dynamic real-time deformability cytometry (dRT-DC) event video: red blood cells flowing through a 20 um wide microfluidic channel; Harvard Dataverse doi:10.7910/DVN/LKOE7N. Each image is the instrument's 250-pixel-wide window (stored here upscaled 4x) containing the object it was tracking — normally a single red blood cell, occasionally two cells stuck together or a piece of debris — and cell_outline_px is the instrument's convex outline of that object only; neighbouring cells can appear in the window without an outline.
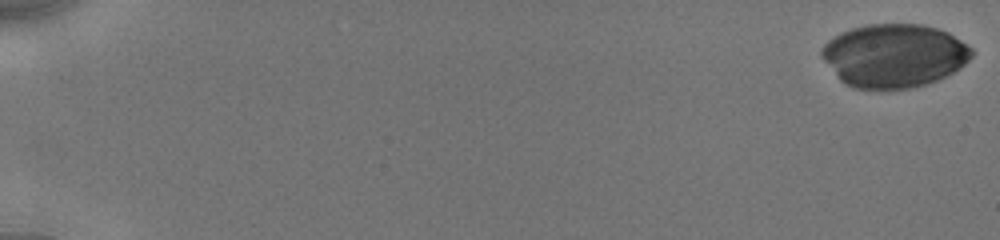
{"species": "human", "species_latin": "Homo sapiens", "temperature_condition": "cold", "stored_images_in_passage": 41, "camera_frame_rate_fps": 3000, "um_per_image_px": 0.085, "donor": {"sex": "male"}, "frame": {"image": 1, "passage_image": 1, "time_ms": 0.0, "image_size_px": [1000, 240], "cell_outline_px": [[976, 52], [964, 64], [952, 72], [936, 80], [912, 88], [852, 88], [844, 84], [840, 80], [820, 56], [820, 48], [832, 36], [840, 32], [852, 28], [868, 24], [920, 24], [936, 28], [948, 32], [972, 48]], "centroid_in_image_um": [75.96, 4.71], "position_along_channel_um": 9.0, "area_um2": 55.37}}
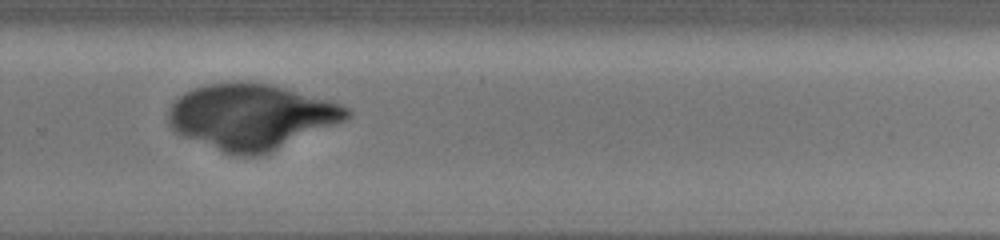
{"frame": {"image": 2, "passage_image": 28, "time_ms": 12.667, "image_size_px": [1000, 240], "cell_outline_px": [[352, 116], [344, 120], [268, 152], [256, 156], [232, 156], [184, 136], [176, 132], [168, 124], [168, 108], [184, 92], [192, 88], [204, 84], [236, 80], [268, 84], [332, 100], [352, 108]], "centroid_in_image_um": [21.33, 9.88], "position_along_channel_um": 308.5, "area_um2": 67.97}}
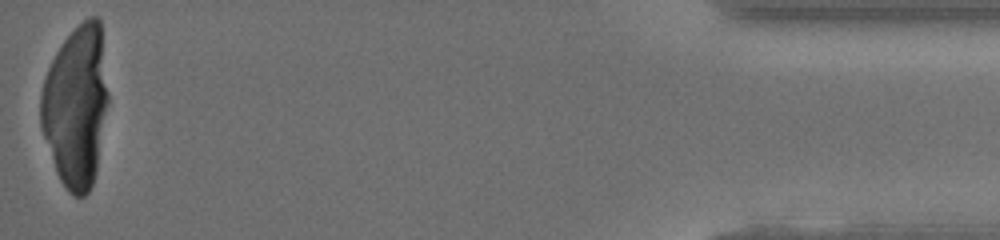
{"frame": {"image": 3, "passage_image": 41, "time_ms": 17.667, "image_size_px": [1000, 240], "cell_outline_px": [[108, 104], [96, 172], [92, 184], [88, 192], [84, 196], [72, 196], [68, 192], [60, 180], [56, 172], [40, 124], [40, 92], [48, 68], [56, 52], [64, 40], [88, 16], [100, 16], [108, 92]], "centroid_in_image_um": [6.47, 9.03], "position_along_channel_um": 428.7, "area_um2": 63.58}}